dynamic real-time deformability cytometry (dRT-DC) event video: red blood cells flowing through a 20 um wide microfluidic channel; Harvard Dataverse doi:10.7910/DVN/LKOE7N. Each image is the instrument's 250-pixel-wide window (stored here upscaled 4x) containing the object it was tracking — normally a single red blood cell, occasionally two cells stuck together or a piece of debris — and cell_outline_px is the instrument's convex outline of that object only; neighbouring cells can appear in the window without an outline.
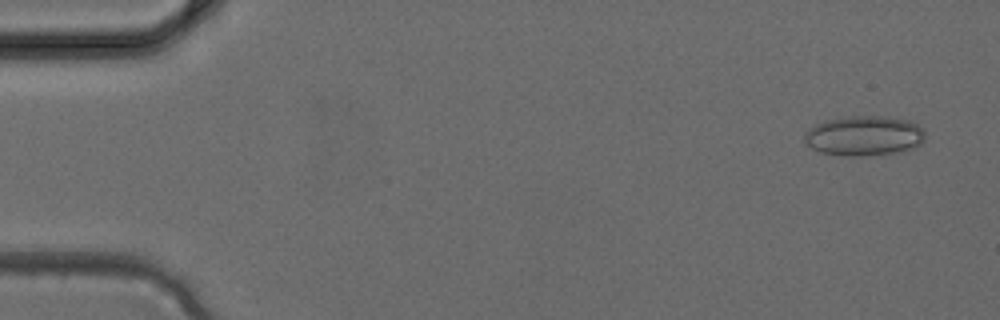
{"species": "common noctule bat (a hibernating species)", "species_latin": "Nyctalus noctula", "temperature_condition": "cold", "stored_images_in_passage": 2, "camera_frame_rate_fps": 3000, "um_per_image_px": 0.085, "animal": {"sex": "female", "body_mass_g": 24.6, "forearm_length_mm": 56.2}, "frame": {"image": 1, "passage_image": 2, "time_ms": 0.333, "image_size_px": [1000, 320], "cell_outline_px": [[924, 140], [916, 148], [900, 152], [864, 156], [848, 156], [820, 152], [804, 144], [804, 136], [816, 124], [824, 120], [848, 116], [880, 116], [908, 120], [924, 128]], "centroid_in_image_um": [73.47, 11.55], "position_along_channel_um": 11.5, "area_um2": 28.21}}